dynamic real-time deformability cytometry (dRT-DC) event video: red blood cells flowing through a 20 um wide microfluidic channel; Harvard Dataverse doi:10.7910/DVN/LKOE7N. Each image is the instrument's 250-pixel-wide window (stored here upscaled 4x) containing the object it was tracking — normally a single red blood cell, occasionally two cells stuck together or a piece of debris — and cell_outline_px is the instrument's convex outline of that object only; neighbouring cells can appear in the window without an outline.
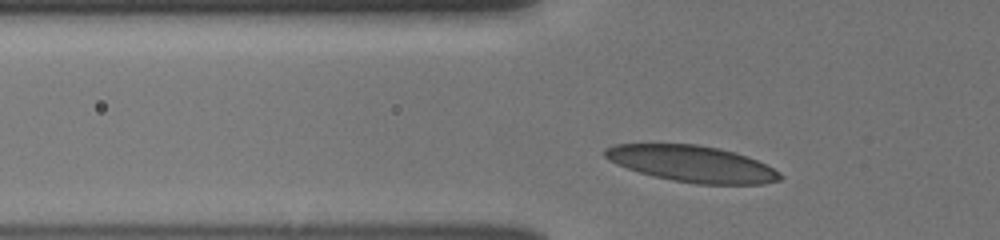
{"species": "human", "species_latin": "Homo sapiens", "temperature_condition": "cold", "stored_images_in_passage": 36, "camera_frame_rate_fps": 3000, "um_per_image_px": 0.085, "donor": {"sex": "male"}, "frame": {"image": 1, "passage_image": 8, "time_ms": 2.333, "image_size_px": [1000, 240], "cell_outline_px": [[784, 176], [780, 180], [760, 184], [696, 184], [672, 180], [640, 172], [616, 164], [608, 160], [604, 156], [604, 148], [612, 144], [696, 144], [720, 148], [736, 152], [748, 156], [780, 172]], "centroid_in_image_um": [58.82, 13.91], "position_along_channel_um": 67.0, "area_um2": 37.05}}
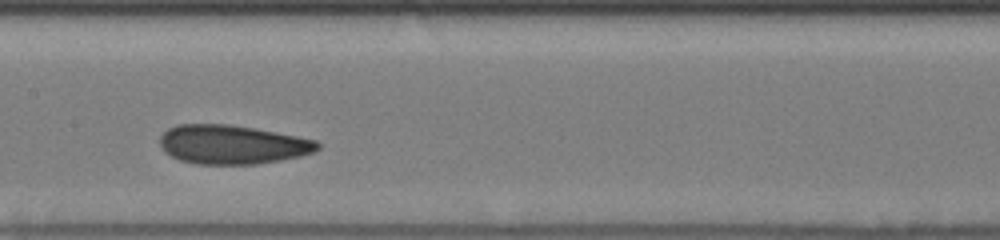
{"frame": {"image": 2, "passage_image": 18, "time_ms": 5.667, "image_size_px": [1000, 240], "cell_outline_px": [[320, 148], [312, 152], [300, 156], [280, 160], [256, 164], [196, 164], [180, 160], [164, 152], [160, 144], [160, 136], [168, 128], [176, 124], [228, 124], [252, 128], [296, 136], [316, 140], [320, 144]], "centroid_in_image_um": [19.71, 12.28], "position_along_channel_um": 187.7, "area_um2": 35.72}}
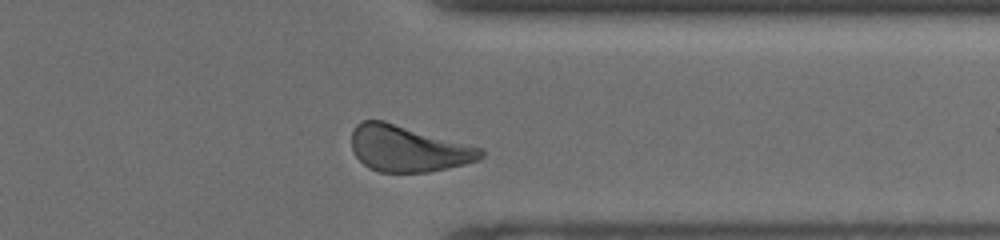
{"frame": {"image": 3, "passage_image": 33, "time_ms": 10.667, "image_size_px": [1000, 240], "cell_outline_px": [[484, 156], [480, 160], [448, 168], [428, 172], [380, 172], [368, 168], [356, 156], [352, 148], [352, 132], [356, 124], [360, 120], [384, 120], [484, 148]], "centroid_in_image_um": [34.7, 12.63], "position_along_channel_um": 376.7, "area_um2": 35.03}, "authors_computed_cell_mechanics": {"area_um2": 35.6337, "velocity_mm_per_s": 3.8006, "shape_relaxation_time_tau1_ms": 4.2756, "shape_relaxation_time_tau2_ms": 1.2483, "deformation_change_tau1": 0.1169, "deformation_change_tau2": 0.0715}}